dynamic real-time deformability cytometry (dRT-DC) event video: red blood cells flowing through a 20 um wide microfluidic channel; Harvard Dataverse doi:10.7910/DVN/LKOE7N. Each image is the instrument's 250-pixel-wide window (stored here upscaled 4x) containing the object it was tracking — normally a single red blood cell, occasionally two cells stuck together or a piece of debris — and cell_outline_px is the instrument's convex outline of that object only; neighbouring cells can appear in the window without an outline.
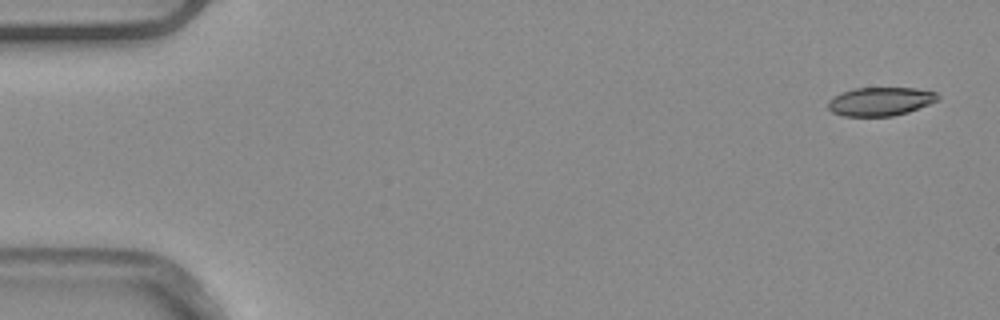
{"species": "common noctule bat (a hibernating species)", "species_latin": "Nyctalus noctula", "temperature_condition": "warm", "stored_images_in_passage": 4, "segment_of_instrument_passage": [2, 2], "camera_frame_rate_fps": 3000, "um_per_image_px": 0.085, "animal": {"sex": "male", "body_mass_g": 20.4}, "frame": {"image": 1, "passage_image": 4, "time_ms": 1.0, "image_size_px": [1000, 320], "cell_outline_px": [[940, 100], [908, 112], [892, 116], [844, 116], [832, 112], [828, 108], [828, 100], [840, 92], [856, 88], [916, 88], [936, 92], [940, 96]], "centroid_in_image_um": [74.84, 8.62], "position_along_channel_um": 10.2, "area_um2": 18.38}}